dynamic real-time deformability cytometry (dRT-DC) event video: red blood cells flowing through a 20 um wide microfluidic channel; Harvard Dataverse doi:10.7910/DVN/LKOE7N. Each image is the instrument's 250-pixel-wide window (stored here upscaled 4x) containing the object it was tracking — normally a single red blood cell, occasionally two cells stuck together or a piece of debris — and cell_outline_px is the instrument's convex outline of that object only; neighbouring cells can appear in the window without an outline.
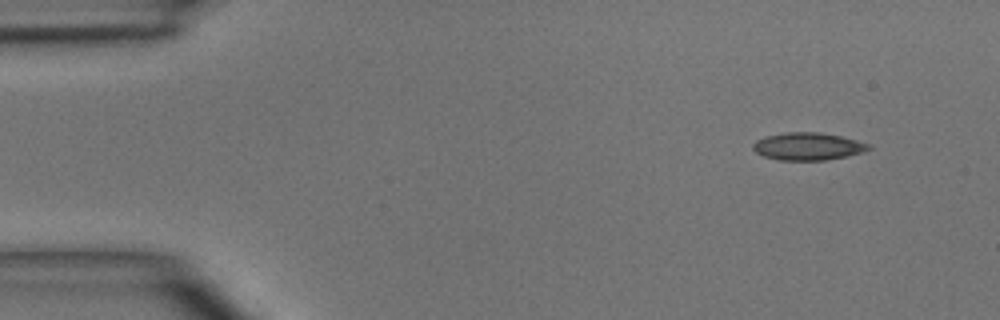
{"species": "common noctule bat (a hibernating species)", "species_latin": "Nyctalus noctula", "temperature_condition": "room temperature", "stored_images_in_passage": 5, "segment_of_instrument_passage": [2, 2], "camera_frame_rate_fps": 3000, "um_per_image_px": 0.085, "animal": {"sex": "male", "body_mass_g": 15.6}, "frame": {"image": 1, "passage_image": 5, "time_ms": 4.667, "image_size_px": [1000, 320], "cell_outline_px": [[872, 148], [848, 156], [824, 160], [780, 160], [764, 156], [756, 152], [752, 148], [752, 144], [756, 140], [764, 136], [784, 132], [820, 132], [840, 136], [856, 140], [868, 144]], "centroid_in_image_um": [68.62, 12.43], "position_along_channel_um": 16.4, "area_um2": 18.5}}